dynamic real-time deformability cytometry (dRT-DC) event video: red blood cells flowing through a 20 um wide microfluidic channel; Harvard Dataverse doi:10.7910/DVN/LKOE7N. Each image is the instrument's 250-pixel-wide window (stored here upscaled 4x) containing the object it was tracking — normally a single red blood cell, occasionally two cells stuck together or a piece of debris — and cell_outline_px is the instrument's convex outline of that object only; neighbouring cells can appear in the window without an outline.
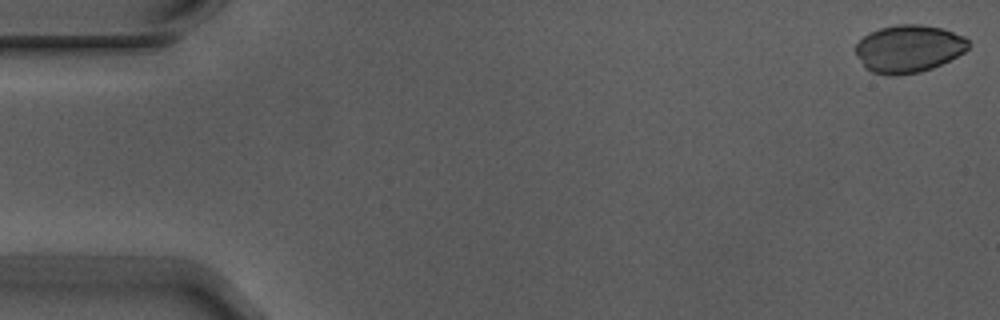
{"species": "Egyptian fruit bat (a non-hibernating species)", "species_latin": "Rousettus aegyptiacus", "temperature_condition": "warm", "stored_images_in_passage": 4, "camera_frame_rate_fps": 3000, "um_per_image_px": 0.085, "animal": {"sex": "male"}, "frame": {"image": 1, "passage_image": 1, "time_ms": 0.0, "image_size_px": [1000, 320], "cell_outline_px": [[968, 48], [964, 52], [932, 68], [920, 72], [896, 76], [888, 76], [872, 72], [864, 68], [856, 52], [856, 44], [864, 36], [880, 28], [896, 24], [920, 24], [944, 28], [964, 36], [968, 40]], "centroid_in_image_um": [77.23, 4.14], "position_along_channel_um": 7.8, "area_um2": 31.27}}